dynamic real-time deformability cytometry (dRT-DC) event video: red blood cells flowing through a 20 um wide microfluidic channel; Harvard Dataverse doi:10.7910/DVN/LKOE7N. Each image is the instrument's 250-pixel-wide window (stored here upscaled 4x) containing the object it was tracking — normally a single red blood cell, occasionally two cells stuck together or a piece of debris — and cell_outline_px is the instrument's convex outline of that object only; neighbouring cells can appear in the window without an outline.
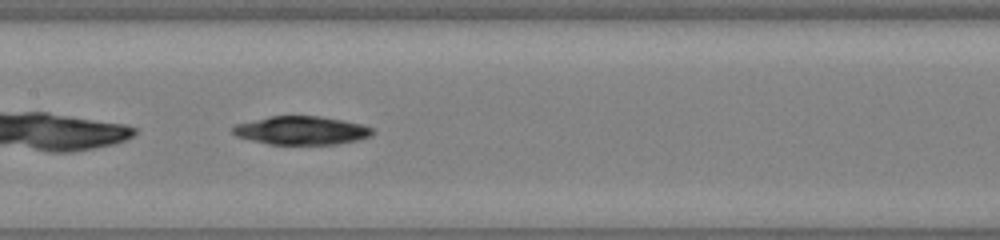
{"species": "common noctule bat (a hibernating species)", "species_latin": "Nyctalus noctula", "temperature_condition": "warm", "stored_images_in_passage": 41, "camera_frame_rate_fps": 3000, "um_per_image_px": 0.085, "animal": {"sex": "male", "body_mass_g": 19.0, "forearm_length_mm": 50.8}, "frame": {"image": 1, "passage_image": 22, "time_ms": 7.0, "image_size_px": [1000, 240], "cell_outline_px": [[372, 136], [356, 140], [336, 144], [268, 144], [236, 136], [232, 132], [232, 128], [236, 124], [268, 116], [320, 116], [360, 124], [372, 128]], "centroid_in_image_um": [25.58, 11.09], "position_along_channel_um": 181.8, "area_um2": 22.89}}
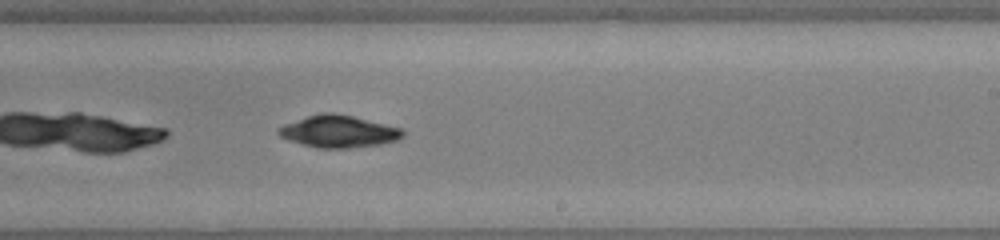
{"frame": {"image": 2, "passage_image": 27, "time_ms": 8.667, "image_size_px": [1000, 240], "cell_outline_px": [[404, 136], [396, 140], [380, 144], [348, 148], [316, 148], [288, 140], [280, 136], [276, 132], [276, 128], [284, 124], [320, 112], [332, 112], [352, 116], [404, 128]], "centroid_in_image_um": [28.77, 11.17], "position_along_channel_um": 260.2, "area_um2": 23.35}}
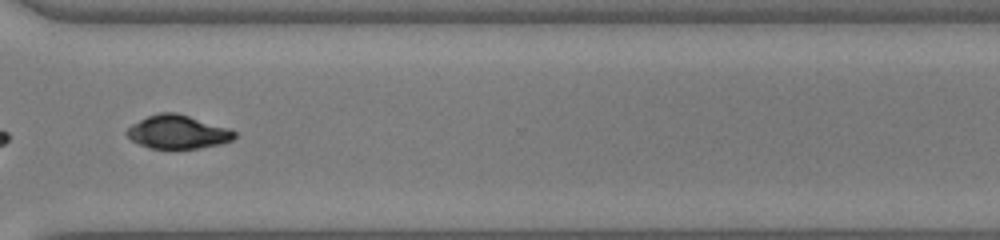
{"frame": {"image": 3, "passage_image": 33, "time_ms": 10.667, "image_size_px": [1000, 240], "cell_outline_px": [[236, 136], [232, 140], [220, 144], [200, 148], [148, 148], [132, 140], [128, 136], [128, 128], [140, 120], [148, 116], [160, 112], [176, 112], [228, 128], [236, 132]], "centroid_in_image_um": [15.14, 11.22], "position_along_channel_um": 355.5, "area_um2": 20.63}}